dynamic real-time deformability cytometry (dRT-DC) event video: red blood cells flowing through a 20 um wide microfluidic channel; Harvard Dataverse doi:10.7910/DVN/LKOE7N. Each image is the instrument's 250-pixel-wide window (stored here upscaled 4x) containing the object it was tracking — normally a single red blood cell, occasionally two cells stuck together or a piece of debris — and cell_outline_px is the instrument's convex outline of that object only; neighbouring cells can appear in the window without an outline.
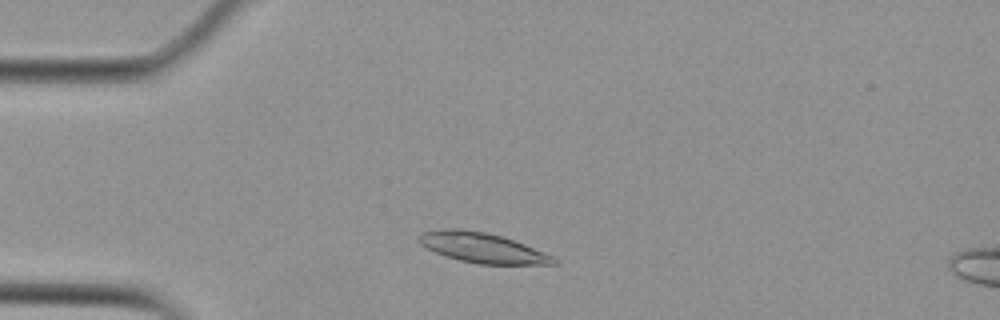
{"species": "Egyptian fruit bat (a non-hibernating species)", "species_latin": "Rousettus aegyptiacus", "temperature_condition": "cold", "stored_images_in_passage": 37, "camera_frame_rate_fps": 3000, "um_per_image_px": 0.085, "animal": {"sex": "female"}, "frame": {"image": 1, "passage_image": 6, "time_ms": 1.667, "image_size_px": [1000, 320], "cell_outline_px": [[560, 260], [556, 264], [476, 264], [460, 260], [436, 252], [420, 244], [416, 240], [424, 232], [452, 228], [456, 228], [484, 232], [500, 236], [524, 244], [544, 252]], "centroid_in_image_um": [41.02, 21.07], "position_along_channel_um": 44.0, "area_um2": 23.12}}
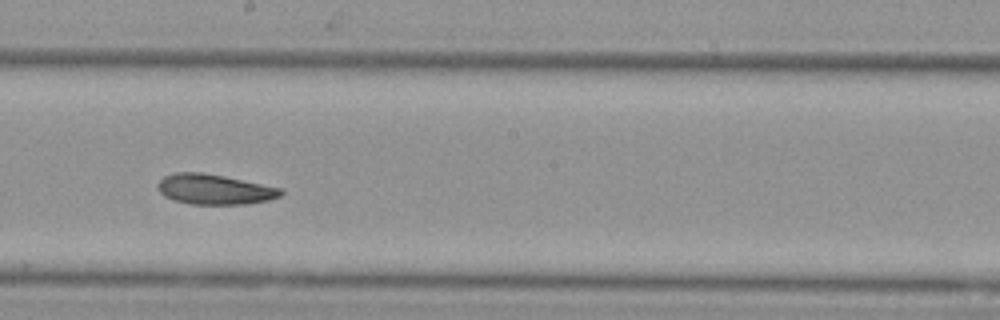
{"frame": {"image": 2, "passage_image": 23, "time_ms": 7.333, "image_size_px": [1000, 320], "cell_outline_px": [[284, 192], [280, 196], [268, 200], [244, 204], [192, 204], [172, 200], [164, 196], [156, 188], [156, 184], [164, 176], [176, 172], [204, 172], [224, 176], [280, 188]], "centroid_in_image_um": [18.17, 16.09], "position_along_channel_um": 230.0, "area_um2": 21.62}}
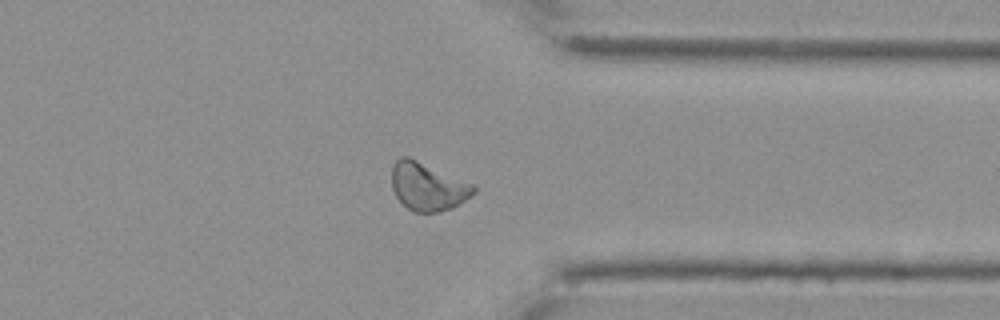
{"frame": {"image": 3, "passage_image": 35, "time_ms": 11.333, "image_size_px": [1000, 320], "cell_outline_px": [[476, 192], [452, 208], [436, 212], [416, 212], [408, 208], [396, 196], [392, 188], [392, 164], [400, 156], [408, 156], [472, 184], [476, 188]], "centroid_in_image_um": [36.33, 15.85], "position_along_channel_um": 375.1, "area_um2": 22.54}}